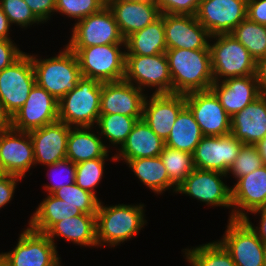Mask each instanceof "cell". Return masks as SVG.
Masks as SVG:
<instances>
[{
  "instance_id": "14",
  "label": "cell",
  "mask_w": 266,
  "mask_h": 266,
  "mask_svg": "<svg viewBox=\"0 0 266 266\" xmlns=\"http://www.w3.org/2000/svg\"><path fill=\"white\" fill-rule=\"evenodd\" d=\"M244 144L231 133L204 136L196 146L193 162L196 169L227 174Z\"/></svg>"
},
{
  "instance_id": "40",
  "label": "cell",
  "mask_w": 266,
  "mask_h": 266,
  "mask_svg": "<svg viewBox=\"0 0 266 266\" xmlns=\"http://www.w3.org/2000/svg\"><path fill=\"white\" fill-rule=\"evenodd\" d=\"M0 5L11 26L17 25L19 28L26 29L33 24L35 26L44 24L24 0H0Z\"/></svg>"
},
{
  "instance_id": "15",
  "label": "cell",
  "mask_w": 266,
  "mask_h": 266,
  "mask_svg": "<svg viewBox=\"0 0 266 266\" xmlns=\"http://www.w3.org/2000/svg\"><path fill=\"white\" fill-rule=\"evenodd\" d=\"M195 17L211 36L230 34L247 17V0H201Z\"/></svg>"
},
{
  "instance_id": "46",
  "label": "cell",
  "mask_w": 266,
  "mask_h": 266,
  "mask_svg": "<svg viewBox=\"0 0 266 266\" xmlns=\"http://www.w3.org/2000/svg\"><path fill=\"white\" fill-rule=\"evenodd\" d=\"M34 14L43 22L50 21L55 14L56 0H24ZM52 15V16H51Z\"/></svg>"
},
{
  "instance_id": "2",
  "label": "cell",
  "mask_w": 266,
  "mask_h": 266,
  "mask_svg": "<svg viewBox=\"0 0 266 266\" xmlns=\"http://www.w3.org/2000/svg\"><path fill=\"white\" fill-rule=\"evenodd\" d=\"M172 93L187 94L205 91L215 82L210 49H167Z\"/></svg>"
},
{
  "instance_id": "35",
  "label": "cell",
  "mask_w": 266,
  "mask_h": 266,
  "mask_svg": "<svg viewBox=\"0 0 266 266\" xmlns=\"http://www.w3.org/2000/svg\"><path fill=\"white\" fill-rule=\"evenodd\" d=\"M230 34L249 51L256 62L266 57V26L246 17Z\"/></svg>"
},
{
  "instance_id": "31",
  "label": "cell",
  "mask_w": 266,
  "mask_h": 266,
  "mask_svg": "<svg viewBox=\"0 0 266 266\" xmlns=\"http://www.w3.org/2000/svg\"><path fill=\"white\" fill-rule=\"evenodd\" d=\"M35 209L27 225L30 229L44 234L55 223L65 218L83 214L79 208L66 203L53 194H47Z\"/></svg>"
},
{
  "instance_id": "34",
  "label": "cell",
  "mask_w": 266,
  "mask_h": 266,
  "mask_svg": "<svg viewBox=\"0 0 266 266\" xmlns=\"http://www.w3.org/2000/svg\"><path fill=\"white\" fill-rule=\"evenodd\" d=\"M186 262L190 266H236L231 254L218 241L207 242L182 250Z\"/></svg>"
},
{
  "instance_id": "37",
  "label": "cell",
  "mask_w": 266,
  "mask_h": 266,
  "mask_svg": "<svg viewBox=\"0 0 266 266\" xmlns=\"http://www.w3.org/2000/svg\"><path fill=\"white\" fill-rule=\"evenodd\" d=\"M110 159L115 162V155L110 158H96L76 164L75 183L83 190L94 194L100 201L102 199L96 195V188L101 183L102 177L104 178L105 161Z\"/></svg>"
},
{
  "instance_id": "41",
  "label": "cell",
  "mask_w": 266,
  "mask_h": 266,
  "mask_svg": "<svg viewBox=\"0 0 266 266\" xmlns=\"http://www.w3.org/2000/svg\"><path fill=\"white\" fill-rule=\"evenodd\" d=\"M46 167L50 184L43 185V189L47 194H53L64 185L69 186L75 183L76 164L71 160L64 159L55 164L45 165L44 168Z\"/></svg>"
},
{
  "instance_id": "55",
  "label": "cell",
  "mask_w": 266,
  "mask_h": 266,
  "mask_svg": "<svg viewBox=\"0 0 266 266\" xmlns=\"http://www.w3.org/2000/svg\"><path fill=\"white\" fill-rule=\"evenodd\" d=\"M0 266H7L0 258Z\"/></svg>"
},
{
  "instance_id": "32",
  "label": "cell",
  "mask_w": 266,
  "mask_h": 266,
  "mask_svg": "<svg viewBox=\"0 0 266 266\" xmlns=\"http://www.w3.org/2000/svg\"><path fill=\"white\" fill-rule=\"evenodd\" d=\"M204 137L193 113L185 106L178 114L165 146L193 154Z\"/></svg>"
},
{
  "instance_id": "9",
  "label": "cell",
  "mask_w": 266,
  "mask_h": 266,
  "mask_svg": "<svg viewBox=\"0 0 266 266\" xmlns=\"http://www.w3.org/2000/svg\"><path fill=\"white\" fill-rule=\"evenodd\" d=\"M227 178L221 172L195 168L177 187L176 194H185L208 207L231 208L228 220H232V189L226 183Z\"/></svg>"
},
{
  "instance_id": "24",
  "label": "cell",
  "mask_w": 266,
  "mask_h": 266,
  "mask_svg": "<svg viewBox=\"0 0 266 266\" xmlns=\"http://www.w3.org/2000/svg\"><path fill=\"white\" fill-rule=\"evenodd\" d=\"M222 107L232 117L261 95L256 75L215 81L210 88Z\"/></svg>"
},
{
  "instance_id": "21",
  "label": "cell",
  "mask_w": 266,
  "mask_h": 266,
  "mask_svg": "<svg viewBox=\"0 0 266 266\" xmlns=\"http://www.w3.org/2000/svg\"><path fill=\"white\" fill-rule=\"evenodd\" d=\"M232 189V219H244L266 206V165L240 177Z\"/></svg>"
},
{
  "instance_id": "22",
  "label": "cell",
  "mask_w": 266,
  "mask_h": 266,
  "mask_svg": "<svg viewBox=\"0 0 266 266\" xmlns=\"http://www.w3.org/2000/svg\"><path fill=\"white\" fill-rule=\"evenodd\" d=\"M70 126L57 120L29 132L34 147L35 166L55 164L66 159Z\"/></svg>"
},
{
  "instance_id": "48",
  "label": "cell",
  "mask_w": 266,
  "mask_h": 266,
  "mask_svg": "<svg viewBox=\"0 0 266 266\" xmlns=\"http://www.w3.org/2000/svg\"><path fill=\"white\" fill-rule=\"evenodd\" d=\"M249 214L259 215L260 225L255 226L249 216H246L243 220L251 227V229L257 234L258 238L266 245V206L251 211Z\"/></svg>"
},
{
  "instance_id": "19",
  "label": "cell",
  "mask_w": 266,
  "mask_h": 266,
  "mask_svg": "<svg viewBox=\"0 0 266 266\" xmlns=\"http://www.w3.org/2000/svg\"><path fill=\"white\" fill-rule=\"evenodd\" d=\"M0 158L8 174L27 177L35 168L34 147L29 132L13 128L0 132Z\"/></svg>"
},
{
  "instance_id": "33",
  "label": "cell",
  "mask_w": 266,
  "mask_h": 266,
  "mask_svg": "<svg viewBox=\"0 0 266 266\" xmlns=\"http://www.w3.org/2000/svg\"><path fill=\"white\" fill-rule=\"evenodd\" d=\"M142 117H128L122 114H100L95 129H99V135L104 139V145L108 150L121 148L127 140L134 124ZM106 139V140H105ZM109 144L107 145L106 141ZM119 145V146H118ZM111 147V149H109Z\"/></svg>"
},
{
  "instance_id": "45",
  "label": "cell",
  "mask_w": 266,
  "mask_h": 266,
  "mask_svg": "<svg viewBox=\"0 0 266 266\" xmlns=\"http://www.w3.org/2000/svg\"><path fill=\"white\" fill-rule=\"evenodd\" d=\"M22 180V177L12 174L0 178V210L8 203H11L10 201L14 198L15 189Z\"/></svg>"
},
{
  "instance_id": "27",
  "label": "cell",
  "mask_w": 266,
  "mask_h": 266,
  "mask_svg": "<svg viewBox=\"0 0 266 266\" xmlns=\"http://www.w3.org/2000/svg\"><path fill=\"white\" fill-rule=\"evenodd\" d=\"M45 235L55 244V239H61L77 244L80 247H97L96 214H81L65 218L55 223Z\"/></svg>"
},
{
  "instance_id": "51",
  "label": "cell",
  "mask_w": 266,
  "mask_h": 266,
  "mask_svg": "<svg viewBox=\"0 0 266 266\" xmlns=\"http://www.w3.org/2000/svg\"><path fill=\"white\" fill-rule=\"evenodd\" d=\"M11 25L0 5V39H12L10 36Z\"/></svg>"
},
{
  "instance_id": "16",
  "label": "cell",
  "mask_w": 266,
  "mask_h": 266,
  "mask_svg": "<svg viewBox=\"0 0 266 266\" xmlns=\"http://www.w3.org/2000/svg\"><path fill=\"white\" fill-rule=\"evenodd\" d=\"M58 120V100L35 84L25 104L12 116V128L30 132Z\"/></svg>"
},
{
  "instance_id": "52",
  "label": "cell",
  "mask_w": 266,
  "mask_h": 266,
  "mask_svg": "<svg viewBox=\"0 0 266 266\" xmlns=\"http://www.w3.org/2000/svg\"><path fill=\"white\" fill-rule=\"evenodd\" d=\"M256 146L263 160V164L266 165V137L258 142Z\"/></svg>"
},
{
  "instance_id": "18",
  "label": "cell",
  "mask_w": 266,
  "mask_h": 266,
  "mask_svg": "<svg viewBox=\"0 0 266 266\" xmlns=\"http://www.w3.org/2000/svg\"><path fill=\"white\" fill-rule=\"evenodd\" d=\"M185 106L184 94H149L148 96L147 93L142 119L163 141H166L179 112Z\"/></svg>"
},
{
  "instance_id": "50",
  "label": "cell",
  "mask_w": 266,
  "mask_h": 266,
  "mask_svg": "<svg viewBox=\"0 0 266 266\" xmlns=\"http://www.w3.org/2000/svg\"><path fill=\"white\" fill-rule=\"evenodd\" d=\"M12 128V116L6 110L5 105L0 100V132Z\"/></svg>"
},
{
  "instance_id": "39",
  "label": "cell",
  "mask_w": 266,
  "mask_h": 266,
  "mask_svg": "<svg viewBox=\"0 0 266 266\" xmlns=\"http://www.w3.org/2000/svg\"><path fill=\"white\" fill-rule=\"evenodd\" d=\"M107 3L103 0H56L55 14L65 15L75 23L91 14L101 11Z\"/></svg>"
},
{
  "instance_id": "30",
  "label": "cell",
  "mask_w": 266,
  "mask_h": 266,
  "mask_svg": "<svg viewBox=\"0 0 266 266\" xmlns=\"http://www.w3.org/2000/svg\"><path fill=\"white\" fill-rule=\"evenodd\" d=\"M125 55L153 56L165 53L167 50L164 14L147 25L142 30L136 31L125 39Z\"/></svg>"
},
{
  "instance_id": "8",
  "label": "cell",
  "mask_w": 266,
  "mask_h": 266,
  "mask_svg": "<svg viewBox=\"0 0 266 266\" xmlns=\"http://www.w3.org/2000/svg\"><path fill=\"white\" fill-rule=\"evenodd\" d=\"M57 247L44 234L23 228L17 244L9 252H0L7 266H60L62 264Z\"/></svg>"
},
{
  "instance_id": "12",
  "label": "cell",
  "mask_w": 266,
  "mask_h": 266,
  "mask_svg": "<svg viewBox=\"0 0 266 266\" xmlns=\"http://www.w3.org/2000/svg\"><path fill=\"white\" fill-rule=\"evenodd\" d=\"M36 84L32 59L24 53L12 65L0 71V100L13 116L27 100Z\"/></svg>"
},
{
  "instance_id": "13",
  "label": "cell",
  "mask_w": 266,
  "mask_h": 266,
  "mask_svg": "<svg viewBox=\"0 0 266 266\" xmlns=\"http://www.w3.org/2000/svg\"><path fill=\"white\" fill-rule=\"evenodd\" d=\"M185 102L204 136H223L231 133V117L211 89L187 93Z\"/></svg>"
},
{
  "instance_id": "44",
  "label": "cell",
  "mask_w": 266,
  "mask_h": 266,
  "mask_svg": "<svg viewBox=\"0 0 266 266\" xmlns=\"http://www.w3.org/2000/svg\"><path fill=\"white\" fill-rule=\"evenodd\" d=\"M25 52L12 39H0V71L12 65Z\"/></svg>"
},
{
  "instance_id": "28",
  "label": "cell",
  "mask_w": 266,
  "mask_h": 266,
  "mask_svg": "<svg viewBox=\"0 0 266 266\" xmlns=\"http://www.w3.org/2000/svg\"><path fill=\"white\" fill-rule=\"evenodd\" d=\"M71 127L67 140L66 159L78 164L96 158H109L110 151L104 145L98 129Z\"/></svg>"
},
{
  "instance_id": "49",
  "label": "cell",
  "mask_w": 266,
  "mask_h": 266,
  "mask_svg": "<svg viewBox=\"0 0 266 266\" xmlns=\"http://www.w3.org/2000/svg\"><path fill=\"white\" fill-rule=\"evenodd\" d=\"M255 75L261 94H266V57L257 61Z\"/></svg>"
},
{
  "instance_id": "1",
  "label": "cell",
  "mask_w": 266,
  "mask_h": 266,
  "mask_svg": "<svg viewBox=\"0 0 266 266\" xmlns=\"http://www.w3.org/2000/svg\"><path fill=\"white\" fill-rule=\"evenodd\" d=\"M100 201L96 212V238L98 248L110 246L113 248L136 235L147 226L144 203L115 204L104 206Z\"/></svg>"
},
{
  "instance_id": "7",
  "label": "cell",
  "mask_w": 266,
  "mask_h": 266,
  "mask_svg": "<svg viewBox=\"0 0 266 266\" xmlns=\"http://www.w3.org/2000/svg\"><path fill=\"white\" fill-rule=\"evenodd\" d=\"M124 80L143 92L150 88L148 90H152V94L172 93V78L166 53L153 56L125 55Z\"/></svg>"
},
{
  "instance_id": "11",
  "label": "cell",
  "mask_w": 266,
  "mask_h": 266,
  "mask_svg": "<svg viewBox=\"0 0 266 266\" xmlns=\"http://www.w3.org/2000/svg\"><path fill=\"white\" fill-rule=\"evenodd\" d=\"M67 47H90L95 45L125 44L112 11L106 5L75 24Z\"/></svg>"
},
{
  "instance_id": "17",
  "label": "cell",
  "mask_w": 266,
  "mask_h": 266,
  "mask_svg": "<svg viewBox=\"0 0 266 266\" xmlns=\"http://www.w3.org/2000/svg\"><path fill=\"white\" fill-rule=\"evenodd\" d=\"M167 49H210V33L193 15L164 14Z\"/></svg>"
},
{
  "instance_id": "20",
  "label": "cell",
  "mask_w": 266,
  "mask_h": 266,
  "mask_svg": "<svg viewBox=\"0 0 266 266\" xmlns=\"http://www.w3.org/2000/svg\"><path fill=\"white\" fill-rule=\"evenodd\" d=\"M147 94L130 82L102 83L100 114H122L128 117H142Z\"/></svg>"
},
{
  "instance_id": "54",
  "label": "cell",
  "mask_w": 266,
  "mask_h": 266,
  "mask_svg": "<svg viewBox=\"0 0 266 266\" xmlns=\"http://www.w3.org/2000/svg\"><path fill=\"white\" fill-rule=\"evenodd\" d=\"M126 1H155V0H126Z\"/></svg>"
},
{
  "instance_id": "3",
  "label": "cell",
  "mask_w": 266,
  "mask_h": 266,
  "mask_svg": "<svg viewBox=\"0 0 266 266\" xmlns=\"http://www.w3.org/2000/svg\"><path fill=\"white\" fill-rule=\"evenodd\" d=\"M59 53L42 59L30 53L36 84L44 88L58 101L71 92L82 78L78 59L66 45Z\"/></svg>"
},
{
  "instance_id": "36",
  "label": "cell",
  "mask_w": 266,
  "mask_h": 266,
  "mask_svg": "<svg viewBox=\"0 0 266 266\" xmlns=\"http://www.w3.org/2000/svg\"><path fill=\"white\" fill-rule=\"evenodd\" d=\"M159 156L176 187L195 169L191 153L165 146Z\"/></svg>"
},
{
  "instance_id": "10",
  "label": "cell",
  "mask_w": 266,
  "mask_h": 266,
  "mask_svg": "<svg viewBox=\"0 0 266 266\" xmlns=\"http://www.w3.org/2000/svg\"><path fill=\"white\" fill-rule=\"evenodd\" d=\"M218 241L231 254L236 266H265L266 245L243 219L228 220Z\"/></svg>"
},
{
  "instance_id": "43",
  "label": "cell",
  "mask_w": 266,
  "mask_h": 266,
  "mask_svg": "<svg viewBox=\"0 0 266 266\" xmlns=\"http://www.w3.org/2000/svg\"><path fill=\"white\" fill-rule=\"evenodd\" d=\"M201 0H155L161 14L195 16Z\"/></svg>"
},
{
  "instance_id": "23",
  "label": "cell",
  "mask_w": 266,
  "mask_h": 266,
  "mask_svg": "<svg viewBox=\"0 0 266 266\" xmlns=\"http://www.w3.org/2000/svg\"><path fill=\"white\" fill-rule=\"evenodd\" d=\"M107 6L112 11L124 39L161 16L155 1L111 0Z\"/></svg>"
},
{
  "instance_id": "47",
  "label": "cell",
  "mask_w": 266,
  "mask_h": 266,
  "mask_svg": "<svg viewBox=\"0 0 266 266\" xmlns=\"http://www.w3.org/2000/svg\"><path fill=\"white\" fill-rule=\"evenodd\" d=\"M247 17L266 26V0H247Z\"/></svg>"
},
{
  "instance_id": "53",
  "label": "cell",
  "mask_w": 266,
  "mask_h": 266,
  "mask_svg": "<svg viewBox=\"0 0 266 266\" xmlns=\"http://www.w3.org/2000/svg\"><path fill=\"white\" fill-rule=\"evenodd\" d=\"M7 175H8V172L4 168L2 161H1V158H0V178L5 177Z\"/></svg>"
},
{
  "instance_id": "29",
  "label": "cell",
  "mask_w": 266,
  "mask_h": 266,
  "mask_svg": "<svg viewBox=\"0 0 266 266\" xmlns=\"http://www.w3.org/2000/svg\"><path fill=\"white\" fill-rule=\"evenodd\" d=\"M122 161L135 177L155 194L162 195L167 190L176 194L177 187L170 181L160 156Z\"/></svg>"
},
{
  "instance_id": "42",
  "label": "cell",
  "mask_w": 266,
  "mask_h": 266,
  "mask_svg": "<svg viewBox=\"0 0 266 266\" xmlns=\"http://www.w3.org/2000/svg\"><path fill=\"white\" fill-rule=\"evenodd\" d=\"M263 165L257 146L244 144L226 175L227 177L234 176L233 178L237 181L240 177L248 175Z\"/></svg>"
},
{
  "instance_id": "6",
  "label": "cell",
  "mask_w": 266,
  "mask_h": 266,
  "mask_svg": "<svg viewBox=\"0 0 266 266\" xmlns=\"http://www.w3.org/2000/svg\"><path fill=\"white\" fill-rule=\"evenodd\" d=\"M209 48L214 81L256 74L257 62L231 34L211 36Z\"/></svg>"
},
{
  "instance_id": "26",
  "label": "cell",
  "mask_w": 266,
  "mask_h": 266,
  "mask_svg": "<svg viewBox=\"0 0 266 266\" xmlns=\"http://www.w3.org/2000/svg\"><path fill=\"white\" fill-rule=\"evenodd\" d=\"M163 141L143 119L137 120L127 140L114 154L115 162L145 157H157L163 151Z\"/></svg>"
},
{
  "instance_id": "5",
  "label": "cell",
  "mask_w": 266,
  "mask_h": 266,
  "mask_svg": "<svg viewBox=\"0 0 266 266\" xmlns=\"http://www.w3.org/2000/svg\"><path fill=\"white\" fill-rule=\"evenodd\" d=\"M79 63L82 77L99 82L121 81L125 76V44L68 47Z\"/></svg>"
},
{
  "instance_id": "25",
  "label": "cell",
  "mask_w": 266,
  "mask_h": 266,
  "mask_svg": "<svg viewBox=\"0 0 266 266\" xmlns=\"http://www.w3.org/2000/svg\"><path fill=\"white\" fill-rule=\"evenodd\" d=\"M231 134L243 144L256 145L266 137V94H261L231 117Z\"/></svg>"
},
{
  "instance_id": "38",
  "label": "cell",
  "mask_w": 266,
  "mask_h": 266,
  "mask_svg": "<svg viewBox=\"0 0 266 266\" xmlns=\"http://www.w3.org/2000/svg\"><path fill=\"white\" fill-rule=\"evenodd\" d=\"M53 195L66 203L76 206L85 214H96L100 200L92 193L83 190L76 183L56 190Z\"/></svg>"
},
{
  "instance_id": "4",
  "label": "cell",
  "mask_w": 266,
  "mask_h": 266,
  "mask_svg": "<svg viewBox=\"0 0 266 266\" xmlns=\"http://www.w3.org/2000/svg\"><path fill=\"white\" fill-rule=\"evenodd\" d=\"M101 91L102 82L82 77L58 101V120L70 127H95L100 115Z\"/></svg>"
}]
</instances>
